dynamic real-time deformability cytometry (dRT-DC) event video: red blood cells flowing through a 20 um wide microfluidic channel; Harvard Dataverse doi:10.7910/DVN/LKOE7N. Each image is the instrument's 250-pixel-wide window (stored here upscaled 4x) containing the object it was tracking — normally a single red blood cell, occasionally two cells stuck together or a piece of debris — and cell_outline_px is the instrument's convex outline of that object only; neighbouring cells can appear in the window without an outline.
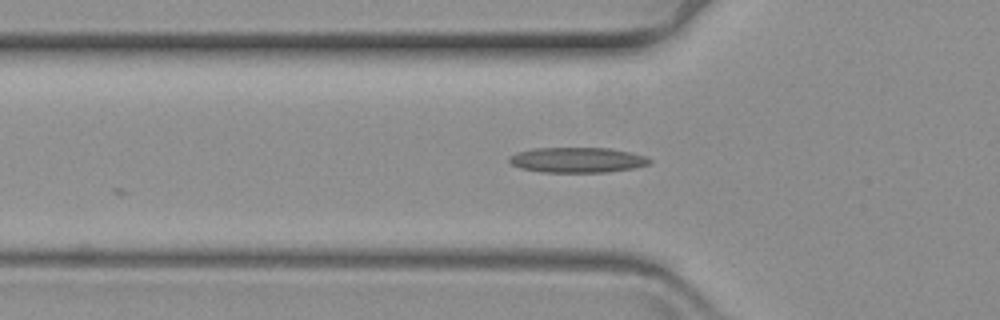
{"species": "common noctule bat (a hibernating species)", "species_latin": "Nyctalus noctula", "temperature_condition": "warm", "stored_images_in_passage": 26, "camera_frame_rate_fps": 3000, "um_per_image_px": 0.085, "animal": {"sex": "female", "body_mass_g": 19.3, "forearm_length_mm": 54.1}, "frame": {"image": 1, "passage_image": 5, "time_ms": 1.333, "image_size_px": [1000, 320], "cell_outline_px": [[652, 160], [648, 164], [632, 168], [608, 172], [540, 172], [520, 168], [512, 164], [508, 160], [508, 156], [516, 152], [532, 148], [608, 148], [628, 152], [644, 156]], "centroid_in_image_um": [49.0, 13.59], "position_along_channel_um": 76.8, "area_um2": 20.58}}
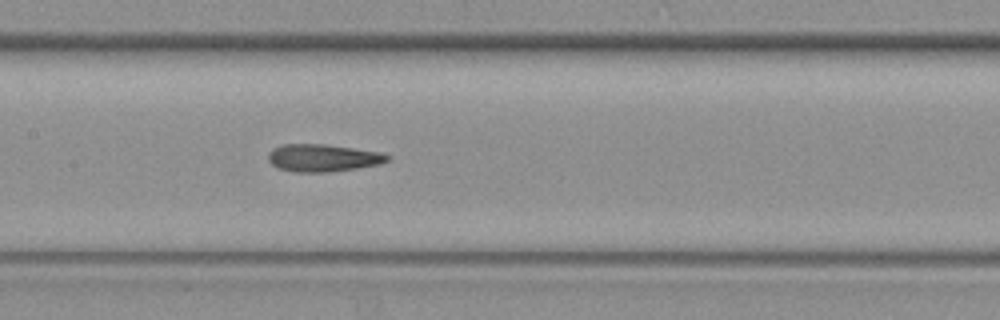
{"frame": {"image": 2, "passage_image": 14, "time_ms": 4.333, "image_size_px": [1000, 320], "cell_outline_px": [[392, 156], [388, 160], [380, 164], [356, 168], [328, 172], [296, 172], [280, 168], [272, 164], [268, 160], [268, 152], [272, 148], [284, 144], [324, 144], [380, 152]], "centroid_in_image_um": [27.44, 13.41], "position_along_channel_um": 180.0, "area_um2": 18.96}}
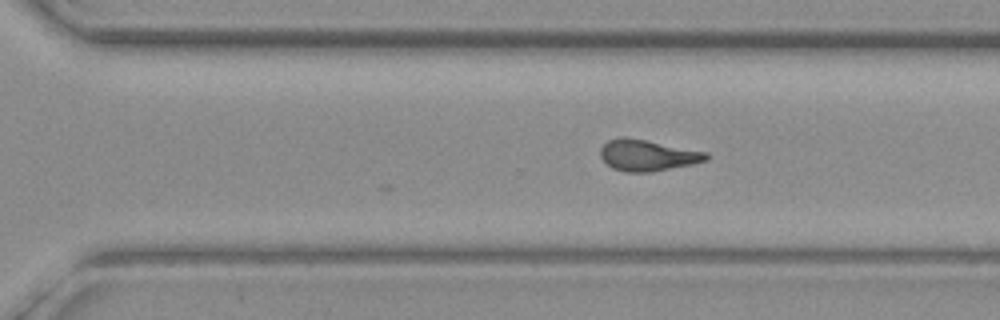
{"frame": {"image": 3, "passage_image": 26, "time_ms": 8.333, "image_size_px": [1000, 320], "cell_outline_px": [[708, 160], [692, 164], [652, 172], [624, 172], [612, 168], [600, 156], [600, 148], [608, 140], [620, 136], [624, 136], [708, 152]], "centroid_in_image_um": [55.02, 13.2], "position_along_channel_um": 315.6, "area_um2": 19.25}}